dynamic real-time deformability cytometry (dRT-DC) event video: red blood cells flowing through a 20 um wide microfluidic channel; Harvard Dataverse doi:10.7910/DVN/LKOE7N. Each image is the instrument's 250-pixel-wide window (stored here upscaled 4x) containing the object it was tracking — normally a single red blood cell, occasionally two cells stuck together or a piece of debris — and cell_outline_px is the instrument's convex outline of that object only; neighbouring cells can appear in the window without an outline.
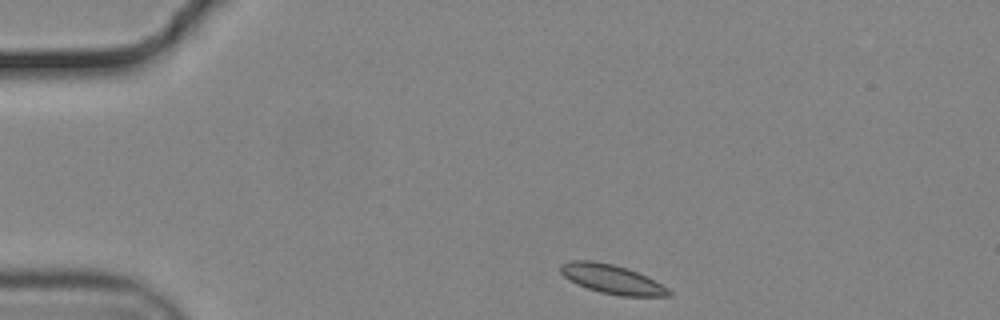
{"species": "common noctule bat (a hibernating species)", "species_latin": "Nyctalus noctula", "temperature_condition": "cold", "stored_images_in_passage": 40, "camera_frame_rate_fps": 3000, "um_per_image_px": 0.085, "animal": {"sex": "male", "body_mass_g": 19.2, "forearm_length_mm": 51.8}, "frame": {"image": 1, "passage_image": 1, "time_ms": 0.0, "image_size_px": [1000, 320], "cell_outline_px": [[672, 296], [620, 296], [600, 292], [576, 284], [568, 280], [560, 272], [560, 264], [572, 260], [592, 260], [612, 264], [636, 272], [668, 288], [672, 292]], "centroid_in_image_um": [51.96, 23.73], "position_along_channel_um": 33.0, "area_um2": 18.15}}
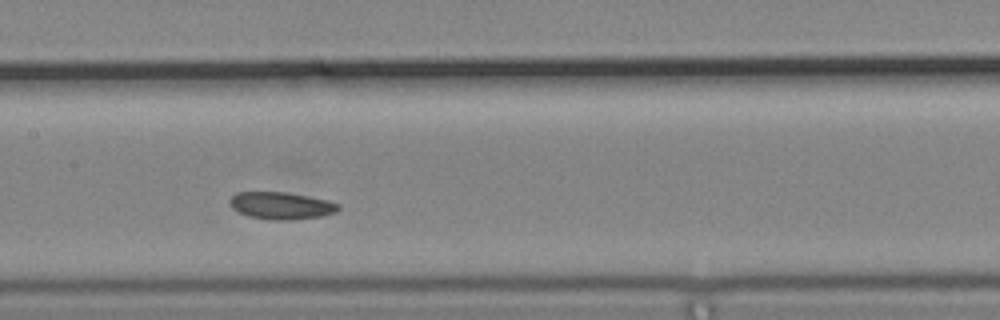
{"frame": {"image": 2, "passage_image": 18, "time_ms": 5.667, "image_size_px": [1000, 320], "cell_outline_px": [[340, 208], [336, 212], [320, 216], [292, 220], [268, 220], [248, 216], [232, 208], [228, 204], [228, 200], [236, 192], [284, 192], [308, 196], [328, 200], [340, 204]], "centroid_in_image_um": [23.88, 17.48], "position_along_channel_um": 183.5, "area_um2": 17.34}}
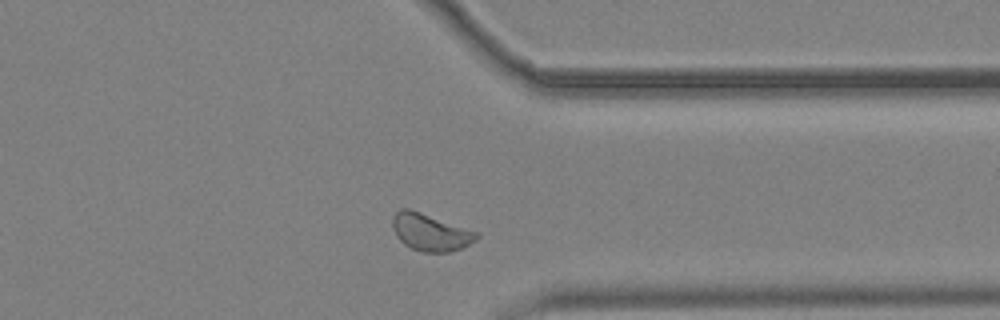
{"frame": {"image": 3, "passage_image": 34, "time_ms": 11.0, "image_size_px": [1000, 320], "cell_outline_px": [[480, 236], [476, 240], [460, 248], [448, 252], [420, 252], [404, 244], [400, 240], [392, 228], [392, 216], [400, 208], [408, 208], [420, 212], [476, 232]], "centroid_in_image_um": [36.53, 19.74], "position_along_channel_um": 374.9, "area_um2": 17.86}, "authors_computed_cell_mechanics": {"area_um2": 17.6579, "velocity_mm_per_s": 3.6294, "shape_relaxation_time_tau1_ms": null, "shape_relaxation_time_tau2_ms": 10.4433, "deformation_change_tau1": null, "deformation_change_tau2": 0.0888}}